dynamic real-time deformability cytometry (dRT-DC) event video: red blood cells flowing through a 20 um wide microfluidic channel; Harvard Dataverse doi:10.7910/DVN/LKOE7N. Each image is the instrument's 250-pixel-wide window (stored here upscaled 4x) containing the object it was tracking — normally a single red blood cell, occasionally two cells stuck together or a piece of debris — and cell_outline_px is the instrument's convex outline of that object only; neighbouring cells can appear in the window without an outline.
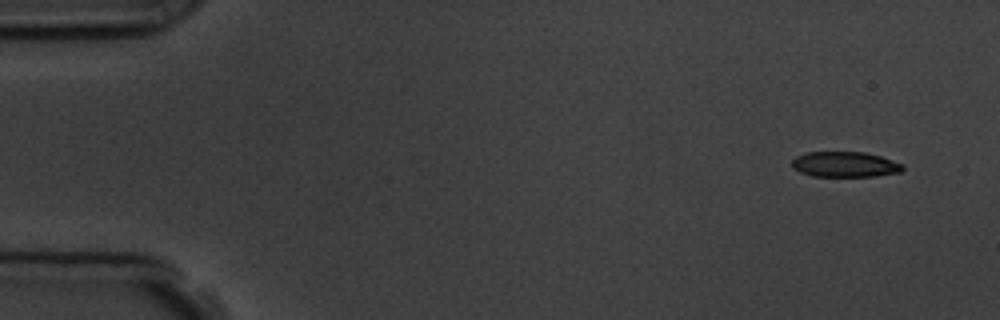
{"species": "common noctule bat (a hibernating species)", "species_latin": "Nyctalus noctula", "temperature_condition": "room temperature", "stored_images_in_passage": 6, "camera_frame_rate_fps": 3000, "um_per_image_px": 0.085, "animal": {"sex": "male", "body_mass_g": 19.5, "forearm_length_mm": 54.6}, "frame": {"image": 1, "passage_image": 1, "time_ms": 0.0, "image_size_px": [1000, 320], "cell_outline_px": [[904, 168], [900, 172], [872, 176], [812, 176], [800, 172], [792, 168], [792, 160], [796, 156], [804, 152], [864, 152], [880, 156], [904, 164]], "centroid_in_image_um": [71.79, 13.97], "position_along_channel_um": 13.2, "area_um2": 16.42}}
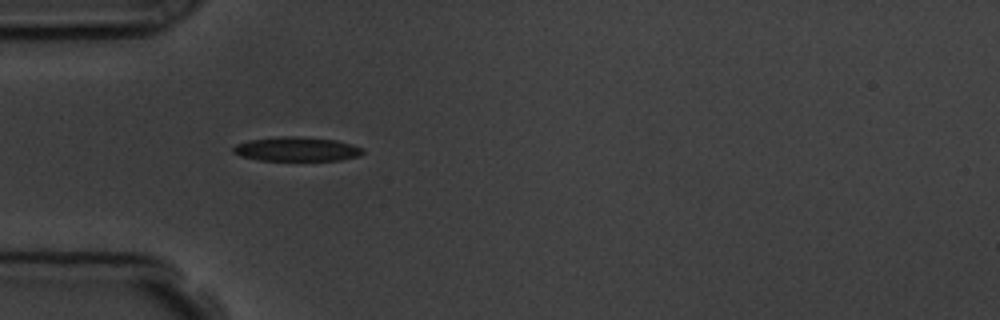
{"frame": {"image": 2, "passage_image": 5, "time_ms": 4.333, "image_size_px": [1000, 320], "cell_outline_px": [[364, 152], [360, 156], [340, 160], [260, 160], [240, 156], [232, 152], [232, 148], [236, 144], [248, 140], [280, 136], [300, 136], [336, 140], [352, 144], [364, 148]], "centroid_in_image_um": [25.22, 12.67], "position_along_channel_um": 59.8, "area_um2": 18.44}}